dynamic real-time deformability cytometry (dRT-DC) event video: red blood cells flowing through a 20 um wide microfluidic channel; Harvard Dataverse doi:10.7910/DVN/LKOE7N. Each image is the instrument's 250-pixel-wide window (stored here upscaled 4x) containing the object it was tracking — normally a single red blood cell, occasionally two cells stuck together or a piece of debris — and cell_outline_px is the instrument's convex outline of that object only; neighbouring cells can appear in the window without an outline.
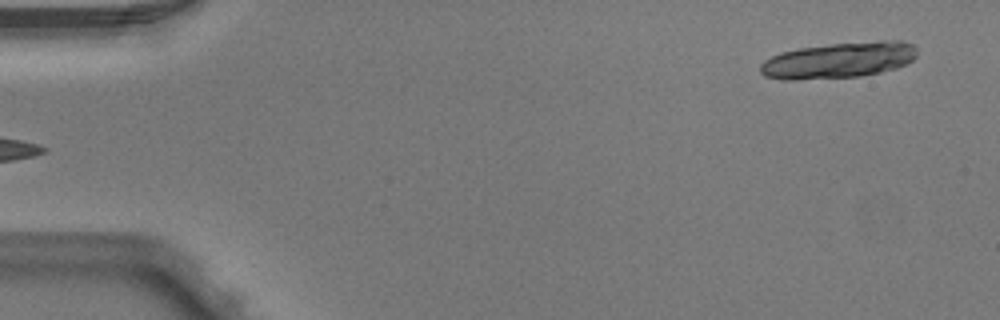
{"species": "Egyptian fruit bat (a non-hibernating species)", "species_latin": "Rousettus aegyptiacus", "temperature_condition": "warm", "stored_images_in_passage": 4, "segment_of_instrument_passage": [2, 2], "camera_frame_rate_fps": 3000, "um_per_image_px": 0.085, "animal": {"sex": "male"}, "frame": {"image": 1, "passage_image": 4, "time_ms": 1.0, "image_size_px": [1000, 320], "cell_outline_px": [[916, 56], [912, 60], [896, 68], [880, 72], [860, 76], [796, 80], [784, 80], [764, 76], [760, 72], [760, 64], [764, 60], [780, 52], [800, 48], [832, 44], [880, 40], [904, 40], [912, 44], [916, 48]], "centroid_in_image_um": [71.28, 5.11], "position_along_channel_um": 13.7, "area_um2": 32.89}}